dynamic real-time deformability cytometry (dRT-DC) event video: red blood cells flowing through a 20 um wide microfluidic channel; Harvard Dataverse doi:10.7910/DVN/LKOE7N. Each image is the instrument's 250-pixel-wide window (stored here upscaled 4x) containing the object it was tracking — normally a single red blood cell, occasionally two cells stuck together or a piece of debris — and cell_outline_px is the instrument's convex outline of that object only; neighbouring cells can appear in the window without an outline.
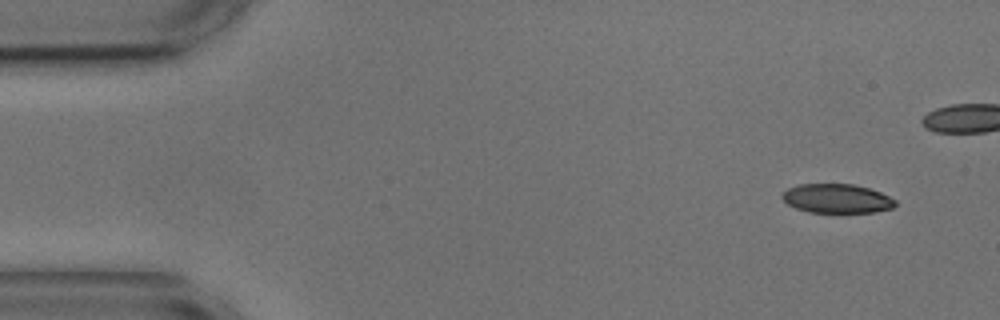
{"species": "common noctule bat (a hibernating species)", "species_latin": "Nyctalus noctula", "temperature_condition": "cold", "stored_images_in_passage": 6, "camera_frame_rate_fps": 3000, "um_per_image_px": 0.085, "animal": {"sex": "male", "body_mass_g": 17.9, "forearm_length_mm": 54.2}, "frame": {"image": 1, "passage_image": 1, "time_ms": 0.0, "image_size_px": [1000, 320], "cell_outline_px": [[896, 204], [892, 208], [872, 212], [808, 212], [796, 208], [788, 204], [780, 196], [788, 188], [800, 184], [852, 184], [868, 188], [880, 192], [896, 200]], "centroid_in_image_um": [71.12, 16.87], "position_along_channel_um": 13.9, "area_um2": 19.02}}